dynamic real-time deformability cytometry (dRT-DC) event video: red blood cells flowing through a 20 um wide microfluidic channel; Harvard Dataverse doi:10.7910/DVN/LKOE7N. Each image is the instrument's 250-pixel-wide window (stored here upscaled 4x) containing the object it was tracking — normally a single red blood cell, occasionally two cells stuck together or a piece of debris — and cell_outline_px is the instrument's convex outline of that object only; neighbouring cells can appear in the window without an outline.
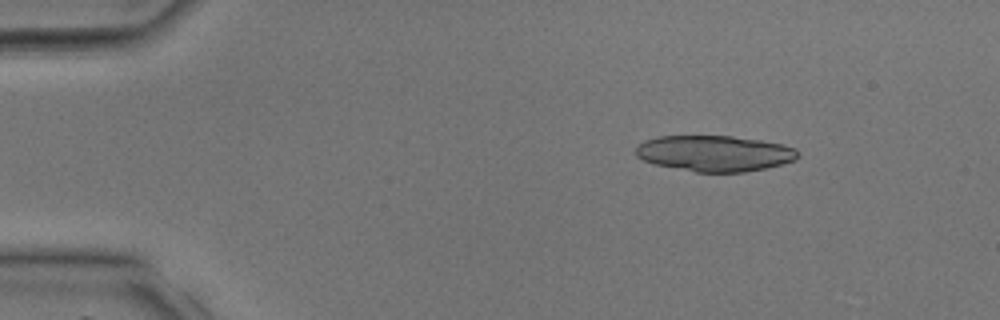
{"species": "common noctule bat (a hibernating species)", "species_latin": "Nyctalus noctula", "temperature_condition": "room temperature", "stored_images_in_passage": 36, "segment_of_instrument_passage": [1, 2], "camera_frame_rate_fps": 3000, "um_per_image_px": 0.085, "animal": {"sex": "male", "body_mass_g": 17.9, "forearm_length_mm": 54.2}, "frame": {"image": 1, "passage_image": 6, "time_ms": 1.667, "image_size_px": [1000, 320], "cell_outline_px": [[800, 156], [796, 160], [768, 168], [744, 172], [696, 172], [656, 164], [644, 160], [636, 156], [636, 148], [644, 140], [656, 136], [732, 136], [760, 140], [780, 144], [796, 148], [800, 152]], "centroid_in_image_um": [60.78, 13.04], "position_along_channel_um": 24.2, "area_um2": 33.99}}